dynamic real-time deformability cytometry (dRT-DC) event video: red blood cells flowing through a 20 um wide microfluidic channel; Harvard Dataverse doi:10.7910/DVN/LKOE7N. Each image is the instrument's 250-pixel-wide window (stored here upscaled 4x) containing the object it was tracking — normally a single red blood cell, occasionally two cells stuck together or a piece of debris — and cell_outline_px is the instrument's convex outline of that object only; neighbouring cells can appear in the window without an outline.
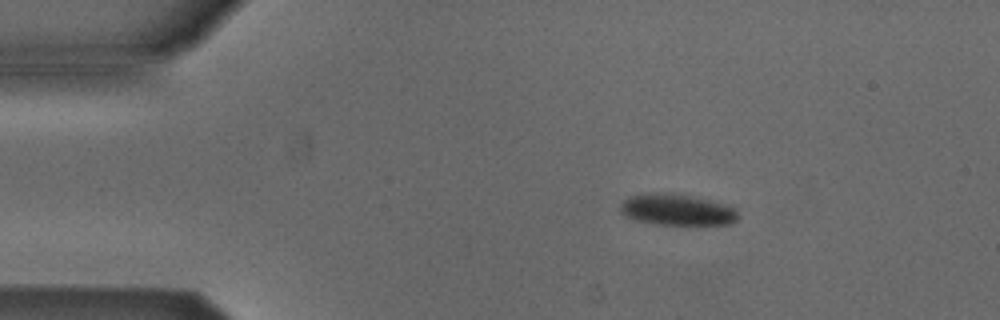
{"species": "Egyptian fruit bat (a non-hibernating species)", "species_latin": "Rousettus aegyptiacus", "temperature_condition": "cold", "stored_images_in_passage": 4, "camera_frame_rate_fps": 3000, "um_per_image_px": 0.085, "animal": {"sex": "male"}, "frame": {"image": 1, "passage_image": 1, "time_ms": 0.0, "image_size_px": [1000, 320], "cell_outline_px": [[740, 216], [736, 220], [728, 224], [656, 224], [636, 220], [624, 216], [620, 212], [620, 204], [628, 196], [648, 192], [672, 192], [712, 200], [736, 208]], "centroid_in_image_um": [57.52, 17.8], "position_along_channel_um": 27.5, "area_um2": 21.79}}
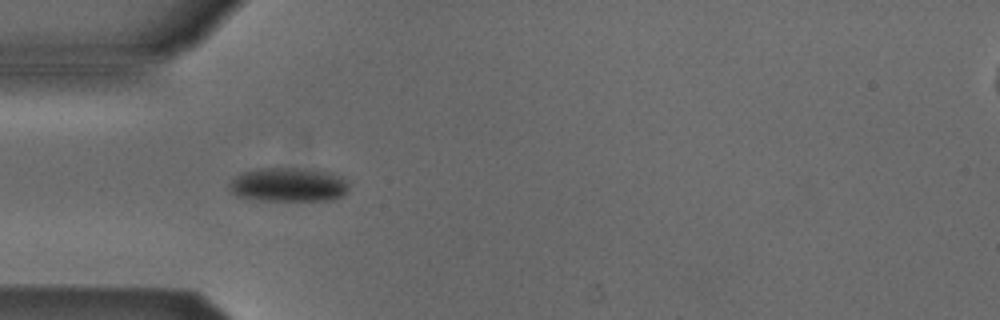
{"frame": {"image": 2, "passage_image": 3, "time_ms": 0.667, "image_size_px": [1000, 320], "cell_outline_px": [[348, 188], [344, 196], [332, 200], [256, 200], [236, 196], [232, 192], [228, 184], [236, 176], [244, 172], [260, 168], [296, 168], [328, 172], [344, 180], [348, 184]], "centroid_in_image_um": [24.49, 15.72], "position_along_channel_um": 60.5, "area_um2": 23.47}}
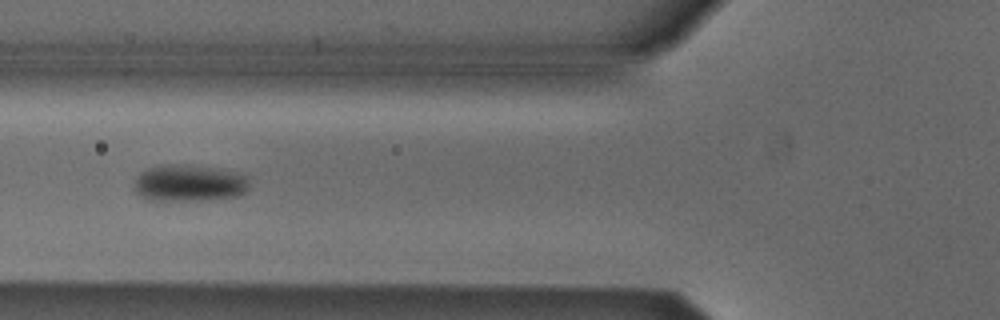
{"frame": {"image": 3, "passage_image": 4, "time_ms": 1.0, "image_size_px": [1000, 320], "cell_outline_px": [[248, 188], [240, 196], [208, 200], [152, 200], [140, 196], [136, 192], [136, 176], [140, 172], [148, 168], [160, 164], [184, 164], [216, 168], [236, 172], [248, 176]], "centroid_in_image_um": [16.1, 15.55], "position_along_channel_um": 109.7, "area_um2": 24.85}}